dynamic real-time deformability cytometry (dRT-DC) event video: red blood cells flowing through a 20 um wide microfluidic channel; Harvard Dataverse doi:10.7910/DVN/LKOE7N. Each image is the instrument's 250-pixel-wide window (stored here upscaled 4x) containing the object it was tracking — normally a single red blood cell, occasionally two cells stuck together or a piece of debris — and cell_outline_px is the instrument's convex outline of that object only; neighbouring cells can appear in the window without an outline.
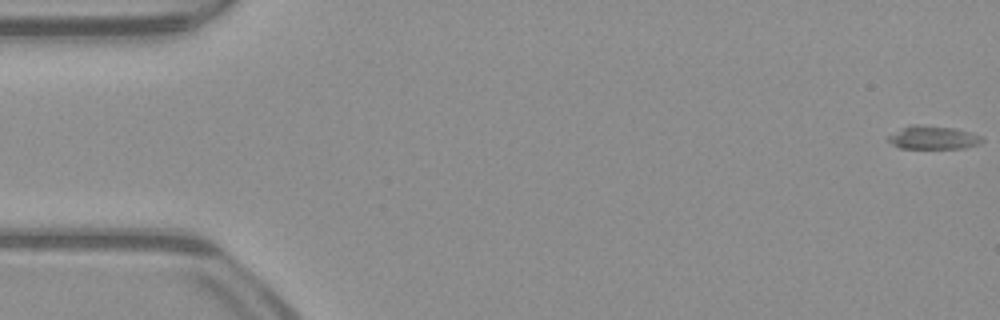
{"species": "common noctule bat (a hibernating species)", "species_latin": "Nyctalus noctula", "temperature_condition": "warm", "stored_images_in_passage": 16, "camera_frame_rate_fps": 3000, "um_per_image_px": 0.085, "animal": {"sex": "male", "body_mass_g": 23.1, "forearm_length_mm": 52.7}, "frame": {"image": 1, "passage_image": 1, "time_ms": 0.0, "image_size_px": [1000, 320], "cell_outline_px": [[984, 140], [980, 144], [964, 148], [900, 148], [892, 144], [888, 140], [888, 136], [912, 124], [916, 124], [956, 128], [972, 132], [980, 136]], "centroid_in_image_um": [79.37, 11.69], "position_along_channel_um": 5.6, "area_um2": 12.66}}
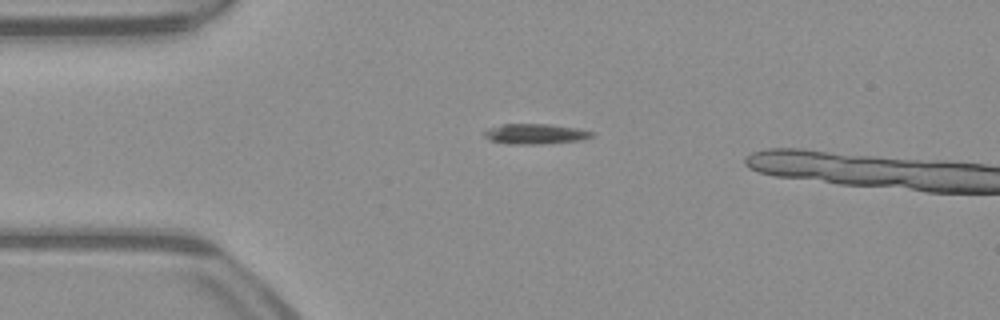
{"frame": {"image": 2, "passage_image": 13, "time_ms": 4.0, "image_size_px": [1000, 320], "cell_outline_px": [[596, 132], [592, 136], [584, 140], [544, 144], [508, 144], [488, 140], [484, 136], [484, 128], [500, 124], [548, 124], [576, 128]], "centroid_in_image_um": [45.46, 11.38], "position_along_channel_um": 39.5, "area_um2": 13.01}}